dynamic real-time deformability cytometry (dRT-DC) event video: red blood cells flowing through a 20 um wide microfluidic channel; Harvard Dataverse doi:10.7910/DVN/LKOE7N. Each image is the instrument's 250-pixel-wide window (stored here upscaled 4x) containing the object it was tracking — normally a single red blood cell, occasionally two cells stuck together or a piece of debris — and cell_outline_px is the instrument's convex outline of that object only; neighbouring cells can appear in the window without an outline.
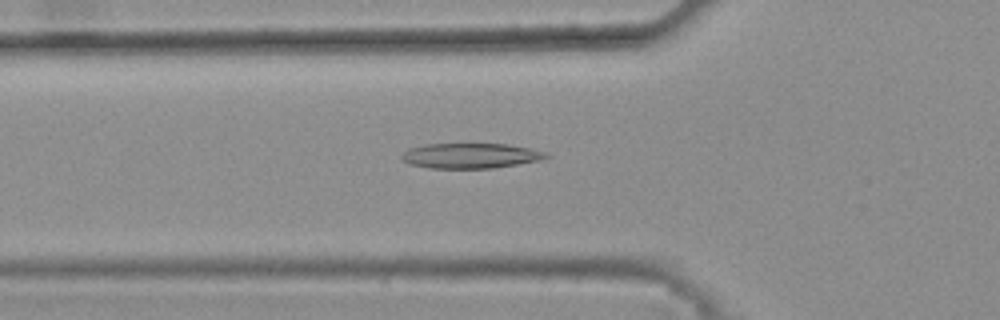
{"species": "common noctule bat (a hibernating species)", "species_latin": "Nyctalus noctula", "temperature_condition": "warm", "stored_images_in_passage": 41, "camera_frame_rate_fps": 3000, "um_per_image_px": 0.085, "animal": {"sex": "female", "body_mass_g": 25.1}, "frame": {"image": 1, "passage_image": 15, "time_ms": 4.667, "image_size_px": [1000, 320], "cell_outline_px": [[552, 156], [540, 160], [492, 168], [428, 168], [408, 164], [400, 160], [400, 156], [408, 148], [424, 144], [468, 140], [508, 144], [548, 152]], "centroid_in_image_um": [39.94, 13.18], "position_along_channel_um": 85.9, "area_um2": 22.54}}
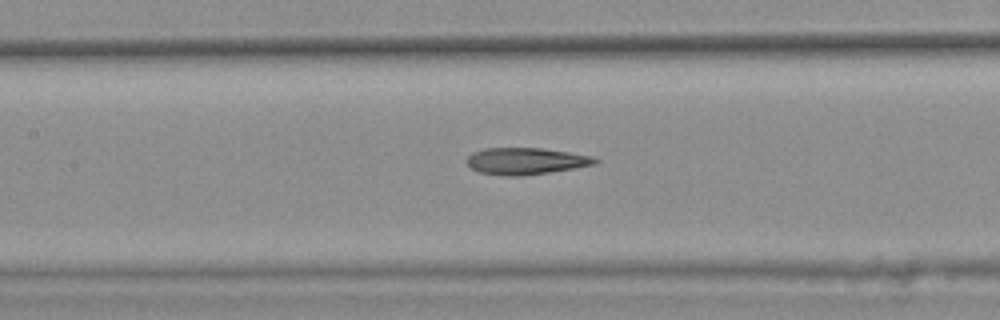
{"frame": {"image": 2, "passage_image": 21, "time_ms": 6.667, "image_size_px": [1000, 320], "cell_outline_px": [[600, 160], [596, 164], [548, 172], [520, 176], [504, 176], [480, 172], [472, 168], [464, 160], [472, 152], [484, 148], [544, 148], [592, 156]], "centroid_in_image_um": [44.66, 13.68], "position_along_channel_um": 162.7, "area_um2": 19.94}}
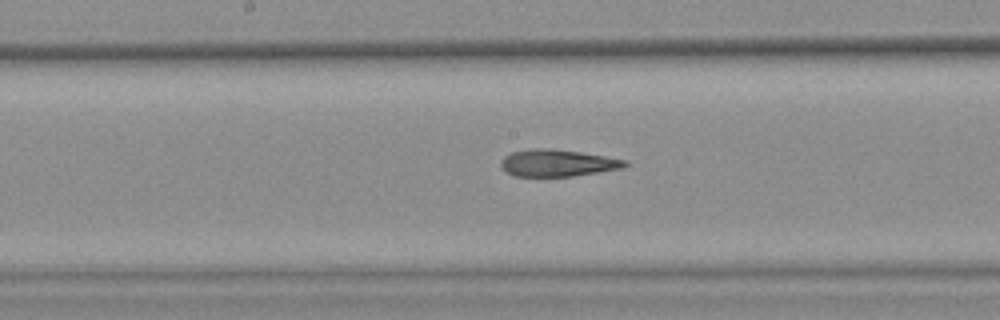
{"frame": {"image": 3, "passage_image": 24, "time_ms": 7.667, "image_size_px": [1000, 320], "cell_outline_px": [[628, 164], [620, 168], [572, 176], [516, 176], [508, 172], [500, 164], [500, 160], [504, 156], [512, 152], [532, 148], [552, 148], [580, 152], [628, 160]], "centroid_in_image_um": [47.36, 13.84], "position_along_channel_um": 200.8, "area_um2": 19.25}, "authors_computed_cell_mechanics": {"area_um2": 20.23, "velocity_mm_per_s": 3.8193, "shape_relaxation_time_tau1_ms": null, "shape_relaxation_time_tau2_ms": 5.2441, "deformation_change_tau1": null, "deformation_change_tau2": 0.1864}}